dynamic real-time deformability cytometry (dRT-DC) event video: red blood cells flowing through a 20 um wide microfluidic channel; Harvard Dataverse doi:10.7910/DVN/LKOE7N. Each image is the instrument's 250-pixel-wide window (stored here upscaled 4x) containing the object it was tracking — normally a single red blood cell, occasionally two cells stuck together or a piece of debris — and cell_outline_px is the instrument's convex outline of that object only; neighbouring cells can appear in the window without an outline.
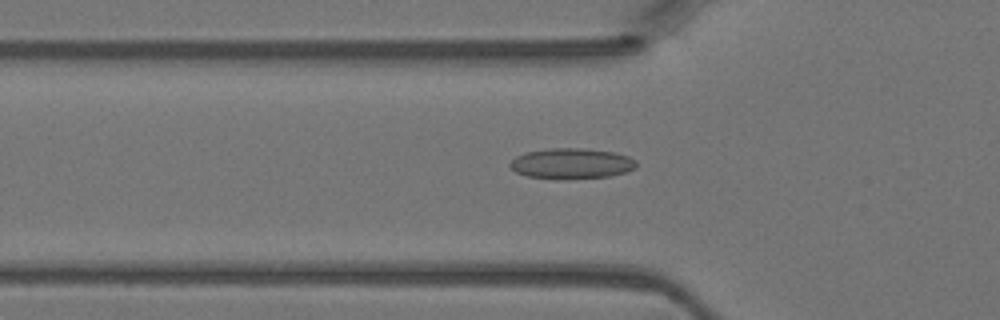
{"species": "Egyptian fruit bat (a non-hibernating species)", "species_latin": "Rousettus aegyptiacus", "temperature_condition": "warm", "stored_images_in_passage": 40, "camera_frame_rate_fps": 3000, "um_per_image_px": 0.085, "animal": {"sex": "female"}, "frame": {"image": 1, "passage_image": 15, "time_ms": 4.667, "image_size_px": [1000, 320], "cell_outline_px": [[636, 168], [612, 176], [564, 180], [556, 180], [528, 176], [516, 172], [508, 164], [516, 156], [524, 152], [552, 148], [584, 148], [612, 152], [628, 156], [636, 160]], "centroid_in_image_um": [48.57, 13.91], "position_along_channel_um": 77.2, "area_um2": 22.77}}
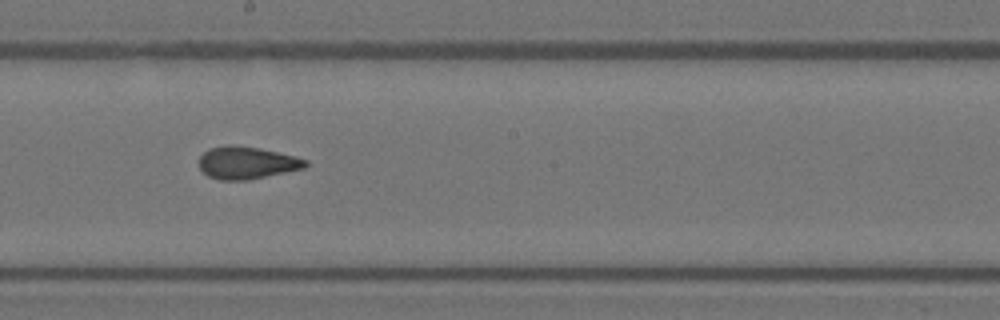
{"frame": {"image": 2, "passage_image": 25, "time_ms": 8.0, "image_size_px": [1000, 320], "cell_outline_px": [[308, 164], [304, 168], [248, 180], [220, 180], [208, 176], [200, 168], [200, 156], [204, 152], [212, 148], [260, 148], [296, 156], [308, 160]], "centroid_in_image_um": [21.04, 13.88], "position_along_channel_um": 227.2, "area_um2": 19.31}}
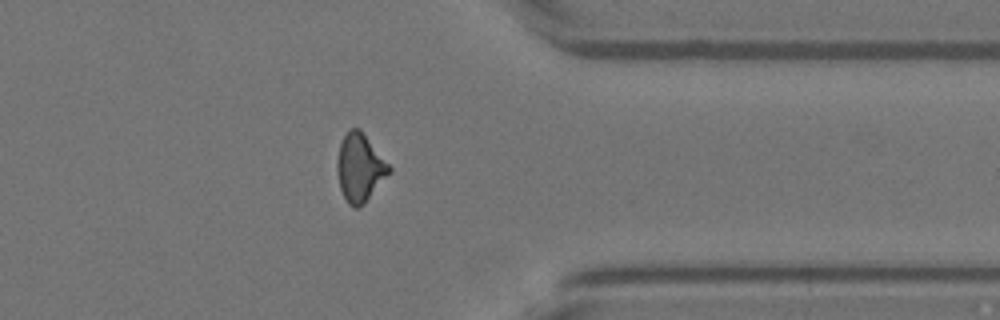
{"frame": {"image": 3, "passage_image": 36, "time_ms": 11.667, "image_size_px": [1000, 320], "cell_outline_px": [[392, 172], [364, 204], [360, 208], [352, 208], [348, 204], [340, 188], [336, 168], [336, 164], [340, 144], [344, 136], [352, 128], [360, 128], [392, 168]], "centroid_in_image_um": [30.6, 14.29], "position_along_channel_um": 380.8, "area_um2": 20.69}}